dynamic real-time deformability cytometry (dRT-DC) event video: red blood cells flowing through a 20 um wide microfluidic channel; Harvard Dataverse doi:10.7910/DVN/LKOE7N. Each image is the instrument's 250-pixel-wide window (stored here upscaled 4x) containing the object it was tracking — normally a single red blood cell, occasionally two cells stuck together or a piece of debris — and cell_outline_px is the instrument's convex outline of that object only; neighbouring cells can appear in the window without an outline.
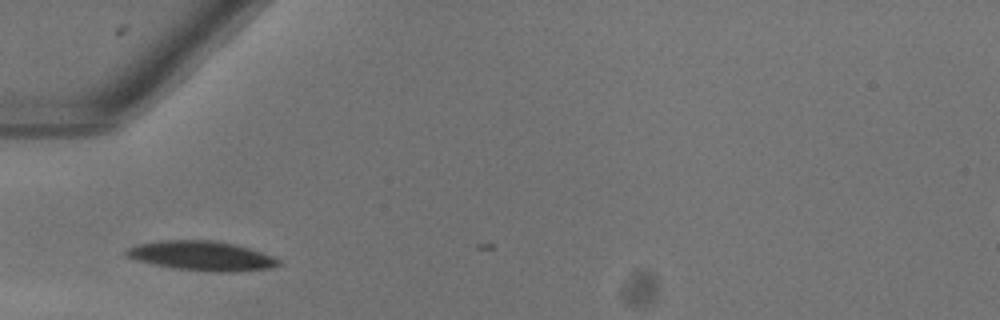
{"species": "common noctule bat (a hibernating species)", "species_latin": "Nyctalus noctula", "temperature_condition": "warm", "stored_images_in_passage": 2, "camera_frame_rate_fps": 3000, "um_per_image_px": 0.085, "animal": {"sex": "female"}, "frame": {"image": 1, "passage_image": 1, "time_ms": 0.0, "image_size_px": [1000, 320], "cell_outline_px": [[280, 264], [272, 268], [232, 272], [204, 272], [172, 268], [152, 264], [136, 260], [128, 256], [124, 252], [128, 248], [136, 244], [164, 240], [212, 240], [236, 244], [272, 256], [280, 260]], "centroid_in_image_um": [17.13, 21.76], "position_along_channel_um": 67.9, "area_um2": 26.3}}